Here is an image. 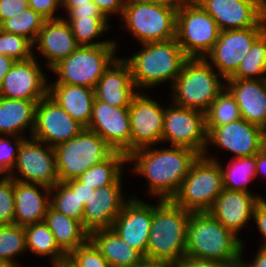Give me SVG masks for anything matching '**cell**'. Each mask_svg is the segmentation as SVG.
I'll use <instances>...</instances> for the list:
<instances>
[{"instance_id":"38","label":"cell","mask_w":266,"mask_h":267,"mask_svg":"<svg viewBox=\"0 0 266 267\" xmlns=\"http://www.w3.org/2000/svg\"><path fill=\"white\" fill-rule=\"evenodd\" d=\"M206 114V126H222L241 118L239 106L227 90L212 102Z\"/></svg>"},{"instance_id":"5","label":"cell","mask_w":266,"mask_h":267,"mask_svg":"<svg viewBox=\"0 0 266 267\" xmlns=\"http://www.w3.org/2000/svg\"><path fill=\"white\" fill-rule=\"evenodd\" d=\"M206 58H188L172 83L174 104L206 113L212 102L227 87L219 80Z\"/></svg>"},{"instance_id":"48","label":"cell","mask_w":266,"mask_h":267,"mask_svg":"<svg viewBox=\"0 0 266 267\" xmlns=\"http://www.w3.org/2000/svg\"><path fill=\"white\" fill-rule=\"evenodd\" d=\"M172 267H232V266H227L217 261L201 260L184 256L176 263L172 264Z\"/></svg>"},{"instance_id":"1","label":"cell","mask_w":266,"mask_h":267,"mask_svg":"<svg viewBox=\"0 0 266 267\" xmlns=\"http://www.w3.org/2000/svg\"><path fill=\"white\" fill-rule=\"evenodd\" d=\"M147 148L133 151L127 155V161H136L134 171L148 179L153 195H159L161 200H171L199 155L193 150L176 146L161 150Z\"/></svg>"},{"instance_id":"3","label":"cell","mask_w":266,"mask_h":267,"mask_svg":"<svg viewBox=\"0 0 266 267\" xmlns=\"http://www.w3.org/2000/svg\"><path fill=\"white\" fill-rule=\"evenodd\" d=\"M159 201L153 206L146 259L174 264L185 256L191 212L171 200Z\"/></svg>"},{"instance_id":"16","label":"cell","mask_w":266,"mask_h":267,"mask_svg":"<svg viewBox=\"0 0 266 267\" xmlns=\"http://www.w3.org/2000/svg\"><path fill=\"white\" fill-rule=\"evenodd\" d=\"M265 30L266 27H250L220 31L217 42L207 54L212 61L210 65H215L224 80L229 79L237 71L254 41Z\"/></svg>"},{"instance_id":"17","label":"cell","mask_w":266,"mask_h":267,"mask_svg":"<svg viewBox=\"0 0 266 267\" xmlns=\"http://www.w3.org/2000/svg\"><path fill=\"white\" fill-rule=\"evenodd\" d=\"M165 109L156 101L137 93L129 106L131 153L162 142Z\"/></svg>"},{"instance_id":"20","label":"cell","mask_w":266,"mask_h":267,"mask_svg":"<svg viewBox=\"0 0 266 267\" xmlns=\"http://www.w3.org/2000/svg\"><path fill=\"white\" fill-rule=\"evenodd\" d=\"M46 81L34 56L25 61H15L3 79L0 96L39 101L48 95Z\"/></svg>"},{"instance_id":"55","label":"cell","mask_w":266,"mask_h":267,"mask_svg":"<svg viewBox=\"0 0 266 267\" xmlns=\"http://www.w3.org/2000/svg\"><path fill=\"white\" fill-rule=\"evenodd\" d=\"M136 267H172L171 263L144 259Z\"/></svg>"},{"instance_id":"40","label":"cell","mask_w":266,"mask_h":267,"mask_svg":"<svg viewBox=\"0 0 266 267\" xmlns=\"http://www.w3.org/2000/svg\"><path fill=\"white\" fill-rule=\"evenodd\" d=\"M33 43L27 38L4 32L0 29V54L15 61H25L33 57Z\"/></svg>"},{"instance_id":"43","label":"cell","mask_w":266,"mask_h":267,"mask_svg":"<svg viewBox=\"0 0 266 267\" xmlns=\"http://www.w3.org/2000/svg\"><path fill=\"white\" fill-rule=\"evenodd\" d=\"M15 146L11 145L9 140H5L4 137H0V173H7L12 171L13 167L16 164L18 149L24 140L21 136L16 137ZM16 154V155H15Z\"/></svg>"},{"instance_id":"49","label":"cell","mask_w":266,"mask_h":267,"mask_svg":"<svg viewBox=\"0 0 266 267\" xmlns=\"http://www.w3.org/2000/svg\"><path fill=\"white\" fill-rule=\"evenodd\" d=\"M253 217L257 223V227L264 236L265 242L262 248H266V200L262 198L255 206Z\"/></svg>"},{"instance_id":"54","label":"cell","mask_w":266,"mask_h":267,"mask_svg":"<svg viewBox=\"0 0 266 267\" xmlns=\"http://www.w3.org/2000/svg\"><path fill=\"white\" fill-rule=\"evenodd\" d=\"M261 172L266 177V154L263 151L256 154V175Z\"/></svg>"},{"instance_id":"27","label":"cell","mask_w":266,"mask_h":267,"mask_svg":"<svg viewBox=\"0 0 266 267\" xmlns=\"http://www.w3.org/2000/svg\"><path fill=\"white\" fill-rule=\"evenodd\" d=\"M52 85L48 86V96L74 120L87 128L95 99L94 89L71 84Z\"/></svg>"},{"instance_id":"34","label":"cell","mask_w":266,"mask_h":267,"mask_svg":"<svg viewBox=\"0 0 266 267\" xmlns=\"http://www.w3.org/2000/svg\"><path fill=\"white\" fill-rule=\"evenodd\" d=\"M265 73L266 30L254 41L240 63L237 71L229 79H266L263 75Z\"/></svg>"},{"instance_id":"13","label":"cell","mask_w":266,"mask_h":267,"mask_svg":"<svg viewBox=\"0 0 266 267\" xmlns=\"http://www.w3.org/2000/svg\"><path fill=\"white\" fill-rule=\"evenodd\" d=\"M42 144H44L42 141L34 138L24 139L18 149L16 164L13 167L18 169L23 179L15 178L11 172L6 175L17 181L40 184L49 188L58 183L54 147L48 144L47 149H43Z\"/></svg>"},{"instance_id":"35","label":"cell","mask_w":266,"mask_h":267,"mask_svg":"<svg viewBox=\"0 0 266 267\" xmlns=\"http://www.w3.org/2000/svg\"><path fill=\"white\" fill-rule=\"evenodd\" d=\"M226 170L221 167L223 187L231 191L249 192L247 189L256 175V155L235 158ZM237 179V180H236Z\"/></svg>"},{"instance_id":"42","label":"cell","mask_w":266,"mask_h":267,"mask_svg":"<svg viewBox=\"0 0 266 267\" xmlns=\"http://www.w3.org/2000/svg\"><path fill=\"white\" fill-rule=\"evenodd\" d=\"M14 179L8 175L0 179V225L14 224Z\"/></svg>"},{"instance_id":"23","label":"cell","mask_w":266,"mask_h":267,"mask_svg":"<svg viewBox=\"0 0 266 267\" xmlns=\"http://www.w3.org/2000/svg\"><path fill=\"white\" fill-rule=\"evenodd\" d=\"M103 73L94 89L95 98L114 107H129L137 92L129 64L116 59Z\"/></svg>"},{"instance_id":"26","label":"cell","mask_w":266,"mask_h":267,"mask_svg":"<svg viewBox=\"0 0 266 267\" xmlns=\"http://www.w3.org/2000/svg\"><path fill=\"white\" fill-rule=\"evenodd\" d=\"M38 185L48 195L43 196ZM50 194V188L44 185L14 180V224L25 227L44 221L50 207Z\"/></svg>"},{"instance_id":"22","label":"cell","mask_w":266,"mask_h":267,"mask_svg":"<svg viewBox=\"0 0 266 267\" xmlns=\"http://www.w3.org/2000/svg\"><path fill=\"white\" fill-rule=\"evenodd\" d=\"M261 199L250 192L223 189L208 212L237 236V232L253 217L255 206Z\"/></svg>"},{"instance_id":"60","label":"cell","mask_w":266,"mask_h":267,"mask_svg":"<svg viewBox=\"0 0 266 267\" xmlns=\"http://www.w3.org/2000/svg\"><path fill=\"white\" fill-rule=\"evenodd\" d=\"M232 267H243V266H242L241 263H239V264H236V265H234V266H232Z\"/></svg>"},{"instance_id":"7","label":"cell","mask_w":266,"mask_h":267,"mask_svg":"<svg viewBox=\"0 0 266 267\" xmlns=\"http://www.w3.org/2000/svg\"><path fill=\"white\" fill-rule=\"evenodd\" d=\"M59 181L76 179L106 160L114 150L95 132L84 128L72 139L54 147Z\"/></svg>"},{"instance_id":"59","label":"cell","mask_w":266,"mask_h":267,"mask_svg":"<svg viewBox=\"0 0 266 267\" xmlns=\"http://www.w3.org/2000/svg\"><path fill=\"white\" fill-rule=\"evenodd\" d=\"M0 267H18V266L8 263V262L0 261Z\"/></svg>"},{"instance_id":"33","label":"cell","mask_w":266,"mask_h":267,"mask_svg":"<svg viewBox=\"0 0 266 267\" xmlns=\"http://www.w3.org/2000/svg\"><path fill=\"white\" fill-rule=\"evenodd\" d=\"M57 190L50 206L59 213L74 218L82 223L84 205L78 197V179H71L65 182L59 181L50 192Z\"/></svg>"},{"instance_id":"6","label":"cell","mask_w":266,"mask_h":267,"mask_svg":"<svg viewBox=\"0 0 266 267\" xmlns=\"http://www.w3.org/2000/svg\"><path fill=\"white\" fill-rule=\"evenodd\" d=\"M221 164L198 156L171 201L190 212H208L223 191Z\"/></svg>"},{"instance_id":"11","label":"cell","mask_w":266,"mask_h":267,"mask_svg":"<svg viewBox=\"0 0 266 267\" xmlns=\"http://www.w3.org/2000/svg\"><path fill=\"white\" fill-rule=\"evenodd\" d=\"M162 140L172 146L195 151L199 156L206 153L207 128L206 114L199 110L180 107L166 108Z\"/></svg>"},{"instance_id":"10","label":"cell","mask_w":266,"mask_h":267,"mask_svg":"<svg viewBox=\"0 0 266 267\" xmlns=\"http://www.w3.org/2000/svg\"><path fill=\"white\" fill-rule=\"evenodd\" d=\"M176 13L175 8L126 0L122 20L144 44L176 38Z\"/></svg>"},{"instance_id":"14","label":"cell","mask_w":266,"mask_h":267,"mask_svg":"<svg viewBox=\"0 0 266 267\" xmlns=\"http://www.w3.org/2000/svg\"><path fill=\"white\" fill-rule=\"evenodd\" d=\"M87 129L98 134L114 151L131 153L129 107H114L95 98Z\"/></svg>"},{"instance_id":"2","label":"cell","mask_w":266,"mask_h":267,"mask_svg":"<svg viewBox=\"0 0 266 267\" xmlns=\"http://www.w3.org/2000/svg\"><path fill=\"white\" fill-rule=\"evenodd\" d=\"M243 243L209 212H191L185 256L234 266L241 262Z\"/></svg>"},{"instance_id":"31","label":"cell","mask_w":266,"mask_h":267,"mask_svg":"<svg viewBox=\"0 0 266 267\" xmlns=\"http://www.w3.org/2000/svg\"><path fill=\"white\" fill-rule=\"evenodd\" d=\"M126 162L125 153L114 151L106 160L92 166L77 179L94 190L109 184H121V166Z\"/></svg>"},{"instance_id":"30","label":"cell","mask_w":266,"mask_h":267,"mask_svg":"<svg viewBox=\"0 0 266 267\" xmlns=\"http://www.w3.org/2000/svg\"><path fill=\"white\" fill-rule=\"evenodd\" d=\"M44 222L54 235L59 248L67 256L89 240V233L80 221L57 212L51 206L47 210Z\"/></svg>"},{"instance_id":"29","label":"cell","mask_w":266,"mask_h":267,"mask_svg":"<svg viewBox=\"0 0 266 267\" xmlns=\"http://www.w3.org/2000/svg\"><path fill=\"white\" fill-rule=\"evenodd\" d=\"M38 102L0 96V133L15 139L18 135L20 137L22 131L28 126L31 127L33 133Z\"/></svg>"},{"instance_id":"28","label":"cell","mask_w":266,"mask_h":267,"mask_svg":"<svg viewBox=\"0 0 266 267\" xmlns=\"http://www.w3.org/2000/svg\"><path fill=\"white\" fill-rule=\"evenodd\" d=\"M95 245L111 267H136L144 257L112 229H99L89 234Z\"/></svg>"},{"instance_id":"41","label":"cell","mask_w":266,"mask_h":267,"mask_svg":"<svg viewBox=\"0 0 266 267\" xmlns=\"http://www.w3.org/2000/svg\"><path fill=\"white\" fill-rule=\"evenodd\" d=\"M67 257L76 267H111L90 240L77 247Z\"/></svg>"},{"instance_id":"25","label":"cell","mask_w":266,"mask_h":267,"mask_svg":"<svg viewBox=\"0 0 266 267\" xmlns=\"http://www.w3.org/2000/svg\"><path fill=\"white\" fill-rule=\"evenodd\" d=\"M36 42L38 51L49 59L47 66L51 69L80 46L68 21L62 18L46 20Z\"/></svg>"},{"instance_id":"37","label":"cell","mask_w":266,"mask_h":267,"mask_svg":"<svg viewBox=\"0 0 266 267\" xmlns=\"http://www.w3.org/2000/svg\"><path fill=\"white\" fill-rule=\"evenodd\" d=\"M45 21V18L29 7L23 13L3 21L0 29L7 33L23 36L35 44Z\"/></svg>"},{"instance_id":"19","label":"cell","mask_w":266,"mask_h":267,"mask_svg":"<svg viewBox=\"0 0 266 267\" xmlns=\"http://www.w3.org/2000/svg\"><path fill=\"white\" fill-rule=\"evenodd\" d=\"M131 198L125 202L112 229L146 259V250L153 218V206Z\"/></svg>"},{"instance_id":"32","label":"cell","mask_w":266,"mask_h":267,"mask_svg":"<svg viewBox=\"0 0 266 267\" xmlns=\"http://www.w3.org/2000/svg\"><path fill=\"white\" fill-rule=\"evenodd\" d=\"M24 230L26 249L38 255L52 256L51 263L67 258V255L57 245L54 235L44 221L25 226Z\"/></svg>"},{"instance_id":"36","label":"cell","mask_w":266,"mask_h":267,"mask_svg":"<svg viewBox=\"0 0 266 267\" xmlns=\"http://www.w3.org/2000/svg\"><path fill=\"white\" fill-rule=\"evenodd\" d=\"M107 20L106 17H80L69 18L67 21L74 38L80 46L115 45V42L111 41L91 42V40L101 35L110 27Z\"/></svg>"},{"instance_id":"9","label":"cell","mask_w":266,"mask_h":267,"mask_svg":"<svg viewBox=\"0 0 266 267\" xmlns=\"http://www.w3.org/2000/svg\"><path fill=\"white\" fill-rule=\"evenodd\" d=\"M116 45L79 46L51 70L59 78L55 84H71L95 89L103 73L117 59Z\"/></svg>"},{"instance_id":"44","label":"cell","mask_w":266,"mask_h":267,"mask_svg":"<svg viewBox=\"0 0 266 267\" xmlns=\"http://www.w3.org/2000/svg\"><path fill=\"white\" fill-rule=\"evenodd\" d=\"M29 8V4L22 0H0V24Z\"/></svg>"},{"instance_id":"50","label":"cell","mask_w":266,"mask_h":267,"mask_svg":"<svg viewBox=\"0 0 266 267\" xmlns=\"http://www.w3.org/2000/svg\"><path fill=\"white\" fill-rule=\"evenodd\" d=\"M94 189L86 186L78 180V197L80 202L85 206L93 197Z\"/></svg>"},{"instance_id":"21","label":"cell","mask_w":266,"mask_h":267,"mask_svg":"<svg viewBox=\"0 0 266 267\" xmlns=\"http://www.w3.org/2000/svg\"><path fill=\"white\" fill-rule=\"evenodd\" d=\"M121 184H109L94 190L84 206L82 226L90 234L99 229H110L124 205Z\"/></svg>"},{"instance_id":"39","label":"cell","mask_w":266,"mask_h":267,"mask_svg":"<svg viewBox=\"0 0 266 267\" xmlns=\"http://www.w3.org/2000/svg\"><path fill=\"white\" fill-rule=\"evenodd\" d=\"M26 251L24 227L17 224L0 225V261L17 266L13 256Z\"/></svg>"},{"instance_id":"58","label":"cell","mask_w":266,"mask_h":267,"mask_svg":"<svg viewBox=\"0 0 266 267\" xmlns=\"http://www.w3.org/2000/svg\"><path fill=\"white\" fill-rule=\"evenodd\" d=\"M261 151H263L266 154V129H264V132L262 135Z\"/></svg>"},{"instance_id":"53","label":"cell","mask_w":266,"mask_h":267,"mask_svg":"<svg viewBox=\"0 0 266 267\" xmlns=\"http://www.w3.org/2000/svg\"><path fill=\"white\" fill-rule=\"evenodd\" d=\"M242 264L243 267H266V248H260L259 252H257V256L254 259L253 263L249 264H245L243 263V261L241 260L240 262Z\"/></svg>"},{"instance_id":"46","label":"cell","mask_w":266,"mask_h":267,"mask_svg":"<svg viewBox=\"0 0 266 267\" xmlns=\"http://www.w3.org/2000/svg\"><path fill=\"white\" fill-rule=\"evenodd\" d=\"M69 18L80 17H105L98 7L90 1L89 4H83L77 7H73L68 11Z\"/></svg>"},{"instance_id":"12","label":"cell","mask_w":266,"mask_h":267,"mask_svg":"<svg viewBox=\"0 0 266 267\" xmlns=\"http://www.w3.org/2000/svg\"><path fill=\"white\" fill-rule=\"evenodd\" d=\"M217 23L220 31L266 27L264 0H195Z\"/></svg>"},{"instance_id":"57","label":"cell","mask_w":266,"mask_h":267,"mask_svg":"<svg viewBox=\"0 0 266 267\" xmlns=\"http://www.w3.org/2000/svg\"><path fill=\"white\" fill-rule=\"evenodd\" d=\"M53 267H76L74 263L67 257L64 260L52 263Z\"/></svg>"},{"instance_id":"15","label":"cell","mask_w":266,"mask_h":267,"mask_svg":"<svg viewBox=\"0 0 266 267\" xmlns=\"http://www.w3.org/2000/svg\"><path fill=\"white\" fill-rule=\"evenodd\" d=\"M84 128L47 95L37 103L35 127L30 137L55 147L72 139Z\"/></svg>"},{"instance_id":"45","label":"cell","mask_w":266,"mask_h":267,"mask_svg":"<svg viewBox=\"0 0 266 267\" xmlns=\"http://www.w3.org/2000/svg\"><path fill=\"white\" fill-rule=\"evenodd\" d=\"M59 5L61 6V0H31L29 3V7L46 20L59 18L53 16Z\"/></svg>"},{"instance_id":"8","label":"cell","mask_w":266,"mask_h":267,"mask_svg":"<svg viewBox=\"0 0 266 267\" xmlns=\"http://www.w3.org/2000/svg\"><path fill=\"white\" fill-rule=\"evenodd\" d=\"M219 34L216 21L195 0L177 9L176 40L188 58H206Z\"/></svg>"},{"instance_id":"47","label":"cell","mask_w":266,"mask_h":267,"mask_svg":"<svg viewBox=\"0 0 266 267\" xmlns=\"http://www.w3.org/2000/svg\"><path fill=\"white\" fill-rule=\"evenodd\" d=\"M102 14L108 19V15L117 12L123 14L126 0H92Z\"/></svg>"},{"instance_id":"24","label":"cell","mask_w":266,"mask_h":267,"mask_svg":"<svg viewBox=\"0 0 266 267\" xmlns=\"http://www.w3.org/2000/svg\"><path fill=\"white\" fill-rule=\"evenodd\" d=\"M241 118L266 129V79H226Z\"/></svg>"},{"instance_id":"61","label":"cell","mask_w":266,"mask_h":267,"mask_svg":"<svg viewBox=\"0 0 266 267\" xmlns=\"http://www.w3.org/2000/svg\"><path fill=\"white\" fill-rule=\"evenodd\" d=\"M22 1H24V2L29 4L31 0H22Z\"/></svg>"},{"instance_id":"56","label":"cell","mask_w":266,"mask_h":267,"mask_svg":"<svg viewBox=\"0 0 266 267\" xmlns=\"http://www.w3.org/2000/svg\"><path fill=\"white\" fill-rule=\"evenodd\" d=\"M90 1L92 0H61V5L67 8L66 10L69 11L73 7L89 4Z\"/></svg>"},{"instance_id":"51","label":"cell","mask_w":266,"mask_h":267,"mask_svg":"<svg viewBox=\"0 0 266 267\" xmlns=\"http://www.w3.org/2000/svg\"><path fill=\"white\" fill-rule=\"evenodd\" d=\"M15 60L9 56L0 54V89L5 75L10 71Z\"/></svg>"},{"instance_id":"4","label":"cell","mask_w":266,"mask_h":267,"mask_svg":"<svg viewBox=\"0 0 266 267\" xmlns=\"http://www.w3.org/2000/svg\"><path fill=\"white\" fill-rule=\"evenodd\" d=\"M143 45L137 54L124 59L131 68L135 86L152 87L168 79L174 83L188 59L176 38Z\"/></svg>"},{"instance_id":"52","label":"cell","mask_w":266,"mask_h":267,"mask_svg":"<svg viewBox=\"0 0 266 267\" xmlns=\"http://www.w3.org/2000/svg\"><path fill=\"white\" fill-rule=\"evenodd\" d=\"M143 2L179 9L188 0H140Z\"/></svg>"},{"instance_id":"18","label":"cell","mask_w":266,"mask_h":267,"mask_svg":"<svg viewBox=\"0 0 266 267\" xmlns=\"http://www.w3.org/2000/svg\"><path fill=\"white\" fill-rule=\"evenodd\" d=\"M207 143L223 147L238 157L254 156L261 151L264 129L240 118L222 126H206Z\"/></svg>"}]
</instances>
